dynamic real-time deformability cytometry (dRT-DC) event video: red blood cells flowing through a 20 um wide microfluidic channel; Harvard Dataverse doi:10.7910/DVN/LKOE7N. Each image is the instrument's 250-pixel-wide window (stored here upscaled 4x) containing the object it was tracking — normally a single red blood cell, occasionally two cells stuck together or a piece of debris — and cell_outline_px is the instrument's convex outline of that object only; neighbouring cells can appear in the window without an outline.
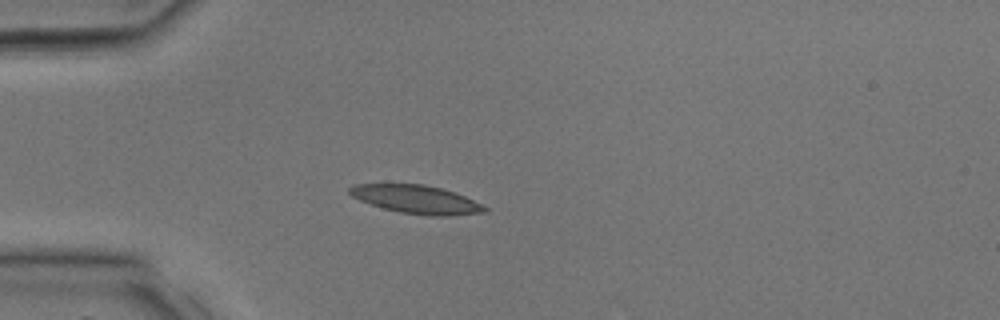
{"species": "common noctule bat (a hibernating species)", "species_latin": "Nyctalus noctula", "temperature_condition": "room temperature", "stored_images_in_passage": 12, "camera_frame_rate_fps": 3000, "um_per_image_px": 0.085, "animal": {"sex": "male", "body_mass_g": 17.9, "forearm_length_mm": 54.2}, "frame": {"image": 1, "passage_image": 10, "time_ms": 3.0, "image_size_px": [1000, 320], "cell_outline_px": [[488, 212], [452, 216], [428, 216], [400, 212], [384, 208], [360, 200], [352, 196], [348, 192], [348, 188], [352, 184], [424, 184], [456, 192], [488, 208]], "centroid_in_image_um": [35.41, 16.95], "position_along_channel_um": 49.6, "area_um2": 22.31}}